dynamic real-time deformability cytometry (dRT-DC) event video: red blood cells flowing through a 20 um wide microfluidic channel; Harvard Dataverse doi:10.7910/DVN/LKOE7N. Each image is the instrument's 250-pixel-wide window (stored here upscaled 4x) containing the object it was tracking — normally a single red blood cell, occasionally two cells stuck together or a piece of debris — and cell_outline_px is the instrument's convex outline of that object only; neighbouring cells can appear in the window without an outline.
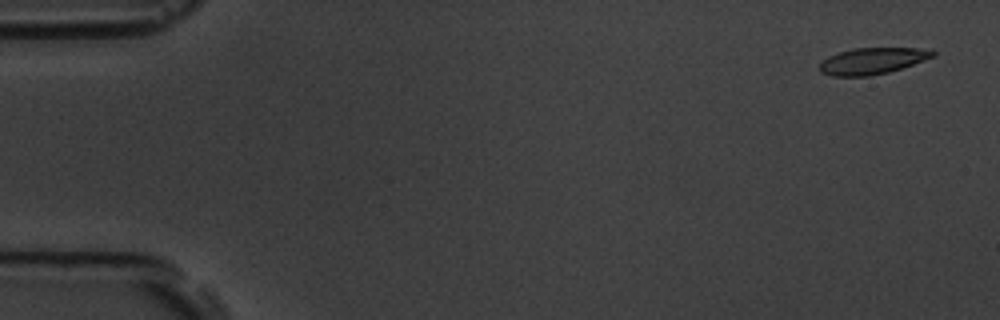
{"species": "common noctule bat (a hibernating species)", "species_latin": "Nyctalus noctula", "temperature_condition": "room temperature", "stored_images_in_passage": 4, "camera_frame_rate_fps": 3000, "um_per_image_px": 0.085, "animal": {"sex": "male", "body_mass_g": 19.5, "forearm_length_mm": 54.6}, "frame": {"image": 1, "passage_image": 1, "time_ms": 0.0, "image_size_px": [1000, 320], "cell_outline_px": [[936, 56], [888, 72], [868, 76], [832, 76], [820, 72], [820, 64], [828, 56], [852, 48], [932, 48], [936, 52]], "centroid_in_image_um": [74.18, 5.17], "position_along_channel_um": 10.8, "area_um2": 17.4}}